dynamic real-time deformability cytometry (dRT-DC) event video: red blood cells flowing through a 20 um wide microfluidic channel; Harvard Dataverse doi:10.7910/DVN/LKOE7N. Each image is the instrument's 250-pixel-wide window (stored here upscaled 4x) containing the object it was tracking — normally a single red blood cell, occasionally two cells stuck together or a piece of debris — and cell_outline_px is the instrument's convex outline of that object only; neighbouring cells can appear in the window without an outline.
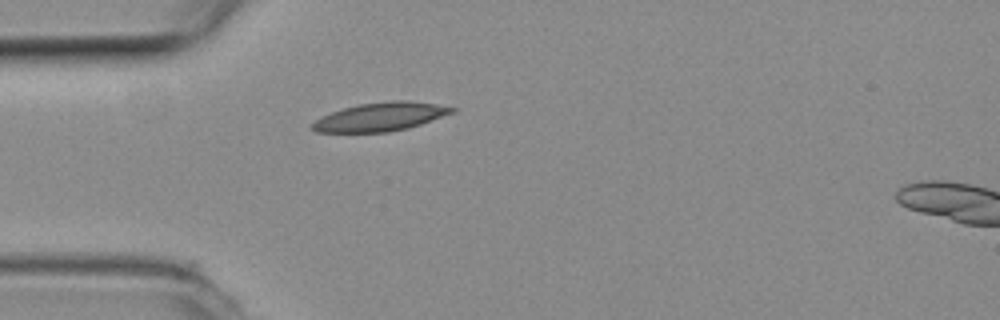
{"species": "common noctule bat (a hibernating species)", "species_latin": "Nyctalus noctula", "temperature_condition": "room temperature", "stored_images_in_passage": 40, "camera_frame_rate_fps": 3000, "um_per_image_px": 0.085, "animal": {"sex": "female", "body_mass_g": 19.3, "forearm_length_mm": 54.1}, "frame": {"image": 1, "passage_image": 1, "time_ms": 0.0, "image_size_px": [1000, 320], "cell_outline_px": [[456, 112], [408, 128], [388, 132], [316, 132], [308, 128], [316, 120], [332, 112], [356, 104], [392, 100], [408, 100], [436, 104], [456, 108]], "centroid_in_image_um": [32.35, 9.92], "position_along_channel_um": 52.7, "area_um2": 23.24}}
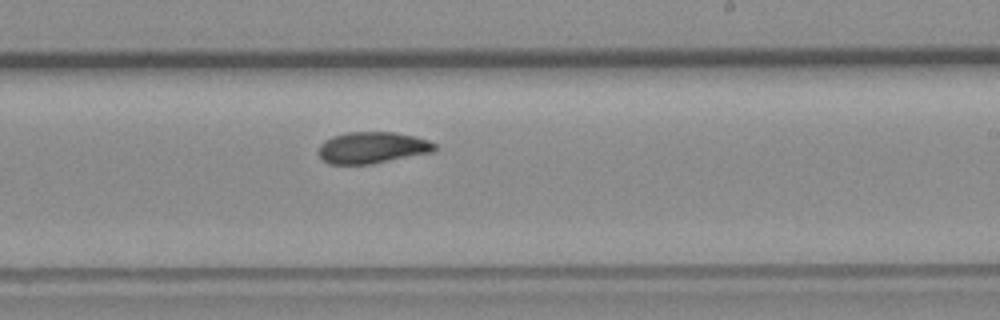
{"frame": {"image": 2, "passage_image": 18, "time_ms": 5.667, "image_size_px": [1000, 320], "cell_outline_px": [[436, 148], [432, 152], [368, 164], [332, 164], [324, 160], [320, 156], [320, 144], [324, 140], [332, 136], [344, 132], [396, 132], [416, 136], [428, 140], [436, 144]], "centroid_in_image_um": [31.65, 12.53], "position_along_channel_um": 257.4, "area_um2": 21.15}}
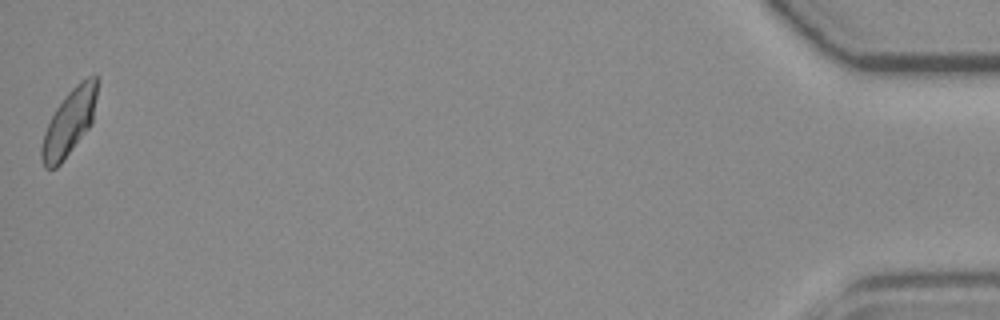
{"frame": {"image": 3, "passage_image": 40, "time_ms": 13.0, "image_size_px": [1000, 320], "cell_outline_px": [[96, 96], [92, 124], [60, 164], [56, 168], [44, 168], [40, 156], [40, 148], [44, 132], [56, 108], [68, 92], [80, 80], [88, 76], [96, 76]], "centroid_in_image_um": [5.86, 10.43], "position_along_channel_um": 429.3, "area_um2": 21.04}, "authors_computed_cell_mechanics": {"area_um2": 21.3571, "velocity_mm_per_s": 3.7421, "shape_relaxation_time_tau1_ms": null, "shape_relaxation_time_tau2_ms": 4.5277, "deformation_change_tau1": null, "deformation_change_tau2": 0.0844}}